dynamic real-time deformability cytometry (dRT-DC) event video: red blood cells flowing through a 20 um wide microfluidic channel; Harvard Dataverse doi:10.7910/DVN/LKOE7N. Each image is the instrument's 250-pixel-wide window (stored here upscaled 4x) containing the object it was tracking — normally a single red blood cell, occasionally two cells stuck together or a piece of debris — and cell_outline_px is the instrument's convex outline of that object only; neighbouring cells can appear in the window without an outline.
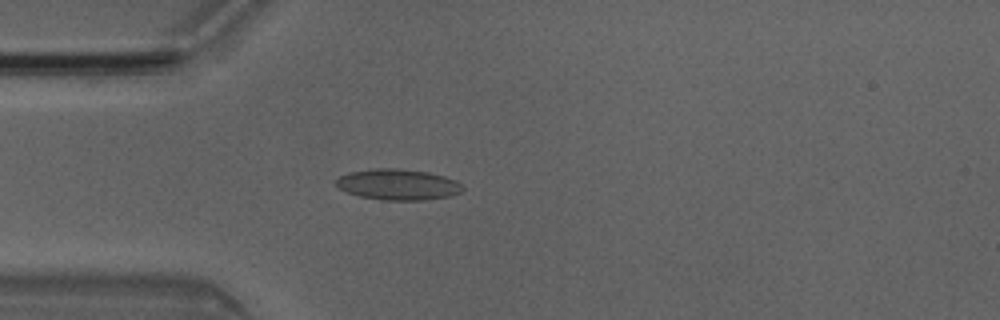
{"species": "Egyptian fruit bat (a non-hibernating species)", "species_latin": "Rousettus aegyptiacus", "temperature_condition": "room temperature", "stored_images_in_passage": 4, "camera_frame_rate_fps": 3000, "um_per_image_px": 0.085, "animal": {"sex": "male"}, "frame": {"image": 1, "passage_image": 4, "time_ms": 1.0, "image_size_px": [1000, 320], "cell_outline_px": [[464, 188], [460, 192], [452, 196], [424, 200], [380, 200], [360, 196], [348, 192], [340, 188], [336, 184], [336, 180], [340, 176], [352, 172], [372, 168], [396, 168], [428, 172], [444, 176], [456, 180]], "centroid_in_image_um": [33.86, 15.69], "position_along_channel_um": 51.1, "area_um2": 22.72}}